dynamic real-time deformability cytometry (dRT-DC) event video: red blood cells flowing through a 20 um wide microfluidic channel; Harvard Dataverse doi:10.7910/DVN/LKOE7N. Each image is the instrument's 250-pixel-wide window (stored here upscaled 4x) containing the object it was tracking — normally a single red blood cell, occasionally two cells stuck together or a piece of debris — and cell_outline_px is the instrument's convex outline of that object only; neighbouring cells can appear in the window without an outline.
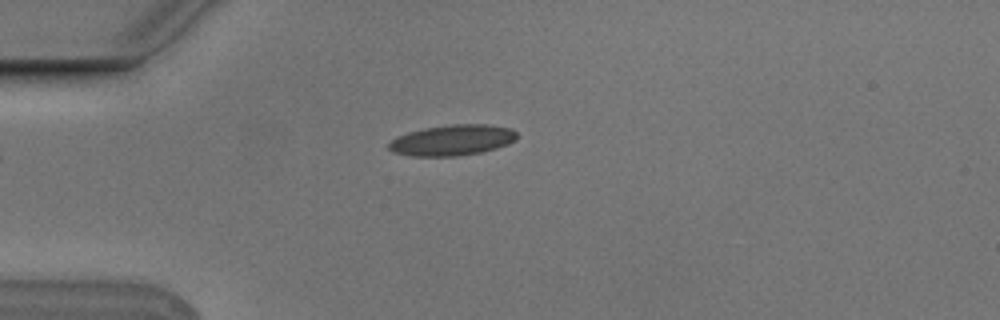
{"species": "Egyptian fruit bat (a non-hibernating species)", "species_latin": "Rousettus aegyptiacus", "temperature_condition": "cold", "stored_images_in_passage": 3, "camera_frame_rate_fps": 3000, "um_per_image_px": 0.085, "animal": {"sex": "male"}, "frame": {"image": 1, "passage_image": 3, "time_ms": 0.667, "image_size_px": [1000, 320], "cell_outline_px": [[516, 140], [508, 144], [496, 148], [480, 152], [460, 156], [408, 156], [392, 152], [388, 148], [388, 144], [396, 136], [408, 132], [424, 128], [452, 124], [488, 124], [512, 128], [516, 132]], "centroid_in_image_um": [38.43, 11.91], "position_along_channel_um": 46.6, "area_um2": 23.12}}